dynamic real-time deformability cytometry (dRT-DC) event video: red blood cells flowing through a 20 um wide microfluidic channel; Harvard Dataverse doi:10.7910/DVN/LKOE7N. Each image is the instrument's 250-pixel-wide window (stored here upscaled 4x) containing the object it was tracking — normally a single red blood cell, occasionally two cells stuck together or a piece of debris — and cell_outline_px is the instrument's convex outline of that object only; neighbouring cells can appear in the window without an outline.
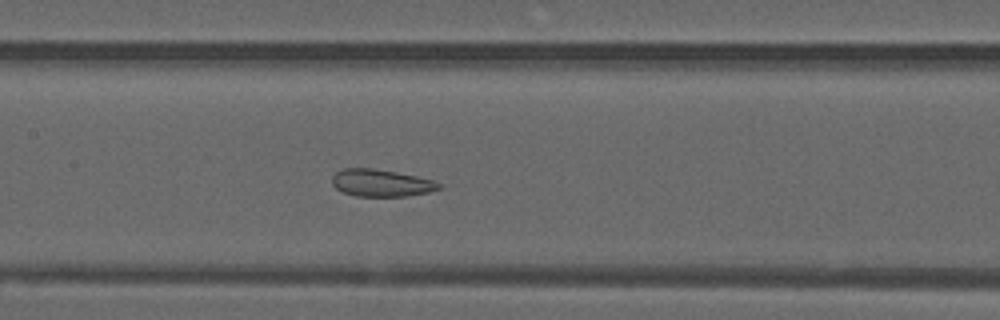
{"species": "common noctule bat (a hibernating species)", "species_latin": "Nyctalus noctula", "temperature_condition": "warm", "stored_images_in_passage": 49, "camera_frame_rate_fps": 3000, "um_per_image_px": 0.085, "animal": {"sex": "male", "forearm_length_mm": 52.5}, "frame": {"image": 1, "passage_image": 22, "time_ms": 7.0, "image_size_px": [1000, 320], "cell_outline_px": [[440, 188], [428, 192], [408, 196], [356, 196], [344, 192], [336, 188], [332, 184], [332, 176], [336, 172], [344, 168], [372, 168], [396, 172], [416, 176], [432, 180], [440, 184]], "centroid_in_image_um": [32.37, 15.55], "position_along_channel_um": 175.0, "area_um2": 16.76}}
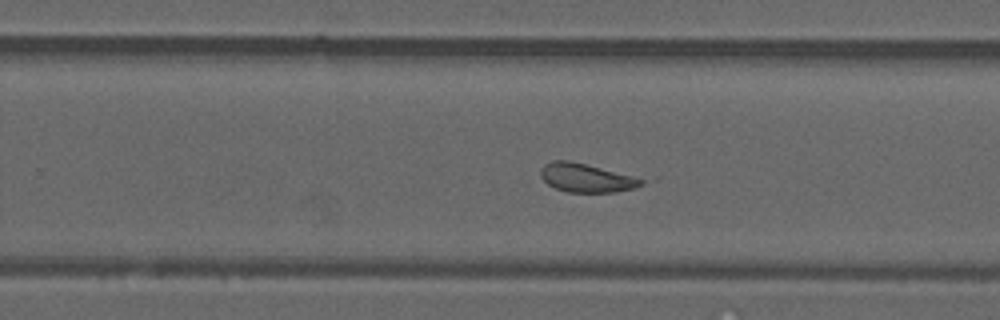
{"frame": {"image": 2, "passage_image": 30, "time_ms": 9.667, "image_size_px": [1000, 320], "cell_outline_px": [[656, 180], [636, 188], [616, 192], [568, 192], [556, 188], [548, 184], [540, 176], [540, 172], [544, 164], [552, 160], [568, 160], [656, 176]], "centroid_in_image_um": [50.23, 15.08], "position_along_channel_um": 279.6, "area_um2": 18.73}}
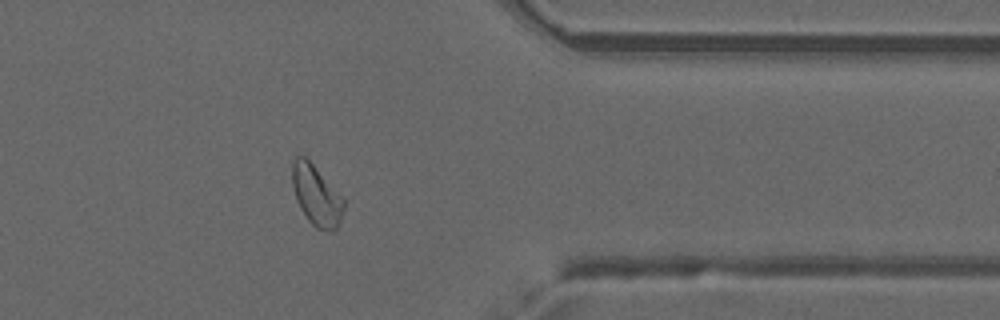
{"frame": {"image": 3, "passage_image": 39, "time_ms": 12.667, "image_size_px": [1000, 320], "cell_outline_px": [[344, 208], [340, 224], [332, 232], [328, 232], [316, 228], [308, 220], [300, 208], [296, 200], [292, 184], [292, 160], [296, 156], [304, 156], [312, 164], [344, 200]], "centroid_in_image_um": [26.87, 16.65], "position_along_channel_um": 384.5, "area_um2": 17.92}, "authors_computed_cell_mechanics": {"area_um2": 19.074, "velocity_mm_per_s": 3.964, "shape_relaxation_time_tau1_ms": null, "shape_relaxation_time_tau2_ms": 1.4148, "deformation_change_tau1": null, "deformation_change_tau2": 0.0799}}